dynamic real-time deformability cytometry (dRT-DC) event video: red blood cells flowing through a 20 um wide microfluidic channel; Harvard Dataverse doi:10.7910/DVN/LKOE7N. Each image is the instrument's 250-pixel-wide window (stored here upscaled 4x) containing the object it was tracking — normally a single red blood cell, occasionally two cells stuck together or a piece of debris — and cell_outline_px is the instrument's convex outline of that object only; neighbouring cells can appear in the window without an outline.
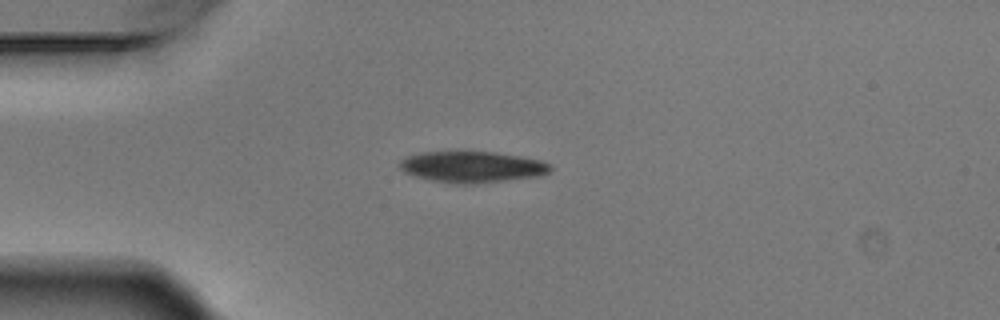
{"species": "Egyptian fruit bat (a non-hibernating species)", "species_latin": "Rousettus aegyptiacus", "temperature_condition": "warm", "stored_images_in_passage": 2, "camera_frame_rate_fps": 3000, "um_per_image_px": 0.085, "animal": {"sex": "male"}, "frame": {"image": 1, "passage_image": 1, "time_ms": 0.0, "image_size_px": [1000, 320], "cell_outline_px": [[552, 168], [548, 172], [540, 176], [464, 184], [432, 180], [416, 176], [404, 172], [396, 168], [400, 160], [408, 156], [420, 152], [460, 148], [496, 152], [520, 156], [540, 160], [552, 164]], "centroid_in_image_um": [40.06, 14.12], "position_along_channel_um": 44.9, "area_um2": 28.21}}